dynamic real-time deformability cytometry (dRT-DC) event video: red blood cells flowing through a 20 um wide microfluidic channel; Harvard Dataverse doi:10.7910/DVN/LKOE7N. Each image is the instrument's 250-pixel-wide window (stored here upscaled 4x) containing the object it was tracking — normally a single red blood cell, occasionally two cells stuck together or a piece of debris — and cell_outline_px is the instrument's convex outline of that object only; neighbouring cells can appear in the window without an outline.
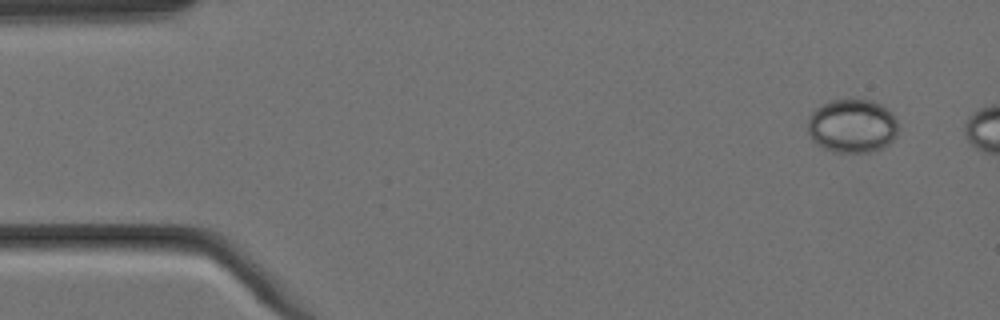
{"species": "Egyptian fruit bat (a non-hibernating species)", "species_latin": "Rousettus aegyptiacus", "temperature_condition": "cold", "stored_images_in_passage": 3, "camera_frame_rate_fps": 3000, "um_per_image_px": 0.085, "animal": {"sex": "female"}, "frame": {"image": 1, "passage_image": 1, "time_ms": 0.0, "image_size_px": [1000, 320], "cell_outline_px": [[896, 136], [884, 148], [872, 152], [832, 152], [816, 144], [808, 136], [808, 120], [812, 112], [820, 104], [828, 100], [848, 96], [856, 96], [872, 100], [880, 104], [892, 112], [896, 120]], "centroid_in_image_um": [72.41, 10.65], "position_along_channel_um": 12.6, "area_um2": 29.3}}